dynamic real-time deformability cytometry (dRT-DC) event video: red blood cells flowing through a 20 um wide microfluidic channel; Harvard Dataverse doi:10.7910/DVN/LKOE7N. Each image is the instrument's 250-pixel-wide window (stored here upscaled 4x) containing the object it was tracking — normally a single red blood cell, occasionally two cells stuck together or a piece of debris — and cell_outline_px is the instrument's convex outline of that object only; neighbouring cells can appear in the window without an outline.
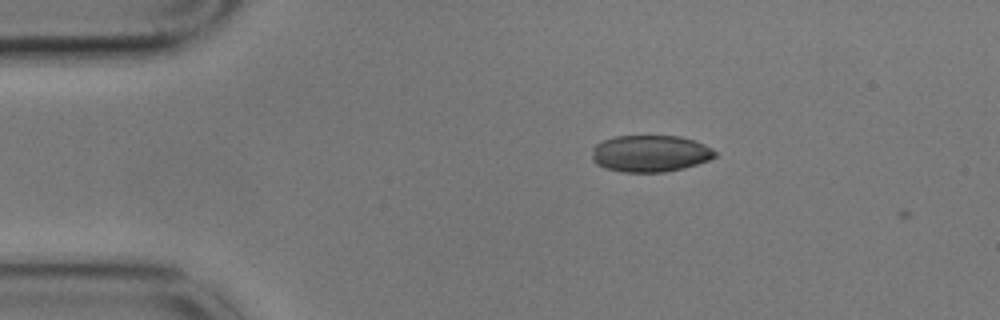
{"species": "common noctule bat (a hibernating species)", "species_latin": "Nyctalus noctula", "temperature_condition": "cold", "stored_images_in_passage": 2, "camera_frame_rate_fps": 3000, "um_per_image_px": 0.085, "animal": {"sex": "male", "body_mass_g": 17.9}, "frame": {"image": 1, "passage_image": 1, "time_ms": 0.0, "image_size_px": [1000, 320], "cell_outline_px": [[716, 156], [708, 160], [684, 168], [664, 172], [624, 172], [604, 168], [596, 164], [592, 160], [592, 148], [596, 144], [604, 140], [616, 136], [680, 136], [704, 144], [712, 148], [716, 152]], "centroid_in_image_um": [55.25, 13.05], "position_along_channel_um": 29.8, "area_um2": 26.36}}